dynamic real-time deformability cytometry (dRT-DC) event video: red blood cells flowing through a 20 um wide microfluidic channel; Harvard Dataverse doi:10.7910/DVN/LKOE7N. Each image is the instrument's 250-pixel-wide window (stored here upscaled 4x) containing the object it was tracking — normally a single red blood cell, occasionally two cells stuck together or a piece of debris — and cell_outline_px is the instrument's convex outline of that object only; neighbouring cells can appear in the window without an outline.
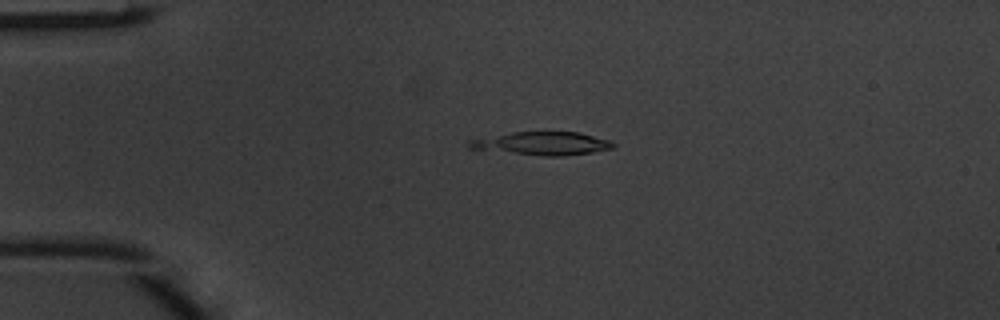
{"species": "common noctule bat (a hibernating species)", "species_latin": "Nyctalus noctula", "temperature_condition": "warm", "stored_images_in_passage": 26, "camera_frame_rate_fps": 3000, "um_per_image_px": 0.085, "animal": {"sex": "male", "body_mass_g": 20.1, "forearm_length_mm": 53.5}, "frame": {"image": 1, "passage_image": 5, "time_ms": 1.333, "image_size_px": [1000, 320], "cell_outline_px": [[616, 144], [612, 148], [592, 152], [564, 156], [544, 156], [468, 148], [468, 140], [512, 132], [580, 132], [612, 140]], "centroid_in_image_um": [46.14, 12.19], "position_along_channel_um": 38.9, "area_um2": 19.42}}
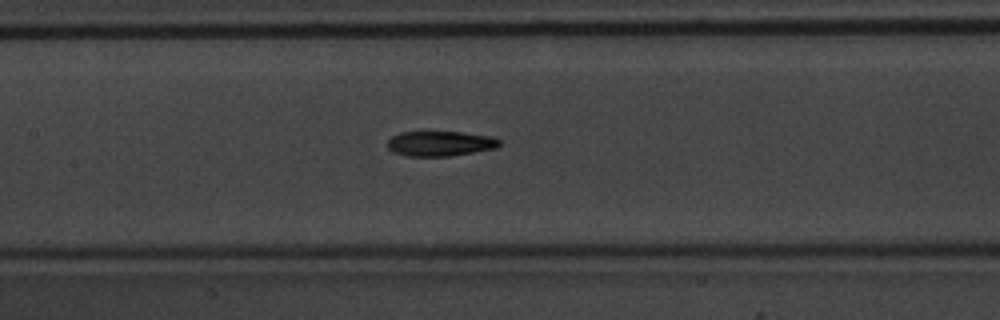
{"frame": {"image": 2, "passage_image": 17, "time_ms": 5.333, "image_size_px": [1000, 320], "cell_outline_px": [[500, 144], [496, 148], [448, 156], [408, 156], [396, 152], [388, 148], [388, 140], [392, 136], [400, 132], [460, 132], [492, 136], [500, 140]], "centroid_in_image_um": [37.42, 12.19], "position_along_channel_um": 170.0, "area_um2": 16.13}}
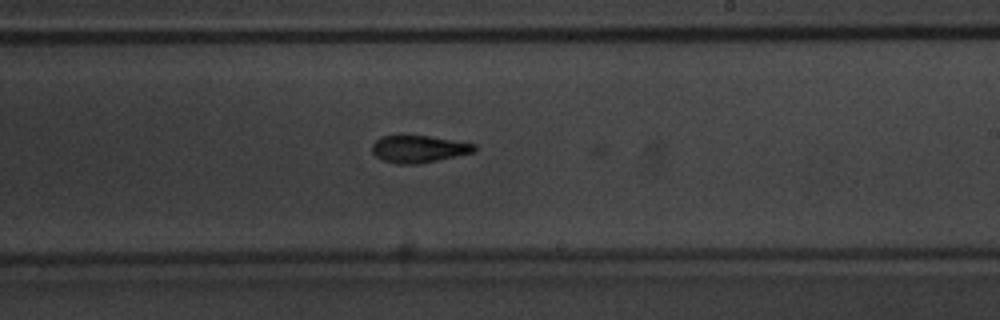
{"frame": {"image": 3, "passage_image": 23, "time_ms": 7.333, "image_size_px": [1000, 320], "cell_outline_px": [[476, 148], [472, 152], [436, 160], [416, 164], [396, 164], [380, 160], [372, 152], [372, 144], [380, 136], [400, 132], [404, 132], [476, 144]], "centroid_in_image_um": [35.46, 12.61], "position_along_channel_um": 253.5, "area_um2": 16.7}}